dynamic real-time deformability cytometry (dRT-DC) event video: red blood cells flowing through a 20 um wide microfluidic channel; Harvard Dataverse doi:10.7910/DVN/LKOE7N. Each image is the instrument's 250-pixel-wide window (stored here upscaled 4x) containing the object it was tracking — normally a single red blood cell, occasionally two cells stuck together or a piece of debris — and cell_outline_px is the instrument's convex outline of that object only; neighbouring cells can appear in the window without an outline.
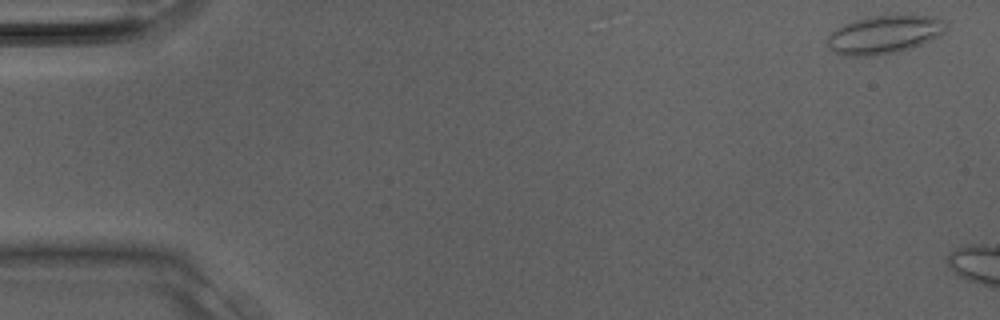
{"species": "Egyptian fruit bat (a non-hibernating species)", "species_latin": "Rousettus aegyptiacus", "temperature_condition": "room temperature", "stored_images_in_passage": 4, "camera_frame_rate_fps": 3000, "um_per_image_px": 0.085, "animal": {"sex": "male"}, "frame": {"image": 1, "passage_image": 1, "time_ms": 0.0, "image_size_px": [1000, 320], "cell_outline_px": [[948, 28], [940, 36], [912, 48], [900, 52], [880, 56], [840, 56], [828, 48], [828, 36], [836, 28], [844, 24], [868, 16], [932, 16], [944, 20]], "centroid_in_image_um": [75.16, 2.97], "position_along_channel_um": 9.8, "area_um2": 26.7}}